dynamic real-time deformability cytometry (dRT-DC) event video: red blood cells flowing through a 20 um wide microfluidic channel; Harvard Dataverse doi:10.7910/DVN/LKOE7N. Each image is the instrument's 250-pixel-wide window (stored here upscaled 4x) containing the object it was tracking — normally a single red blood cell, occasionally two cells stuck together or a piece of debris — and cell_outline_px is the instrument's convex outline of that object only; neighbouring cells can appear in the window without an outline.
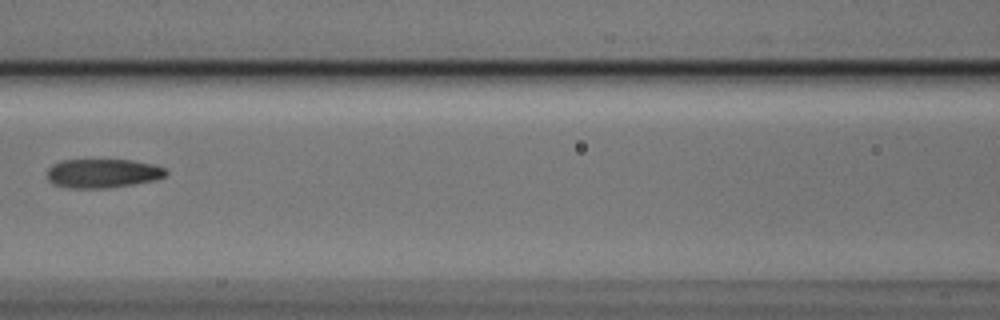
{"species": "Egyptian fruit bat (a non-hibernating species)", "species_latin": "Rousettus aegyptiacus", "temperature_condition": "cold", "stored_images_in_passage": 4, "camera_frame_rate_fps": 3000, "um_per_image_px": 0.085, "animal": {"sex": "male"}, "frame": {"image": 1, "passage_image": 3, "time_ms": 0.667, "image_size_px": [1000, 320], "cell_outline_px": [[168, 172], [164, 176], [156, 180], [132, 184], [104, 188], [68, 188], [52, 184], [48, 180], [48, 168], [52, 164], [60, 160], [132, 160], [152, 164], [164, 168]], "centroid_in_image_um": [8.7, 14.73], "position_along_channel_um": 157.9, "area_um2": 20.06}}
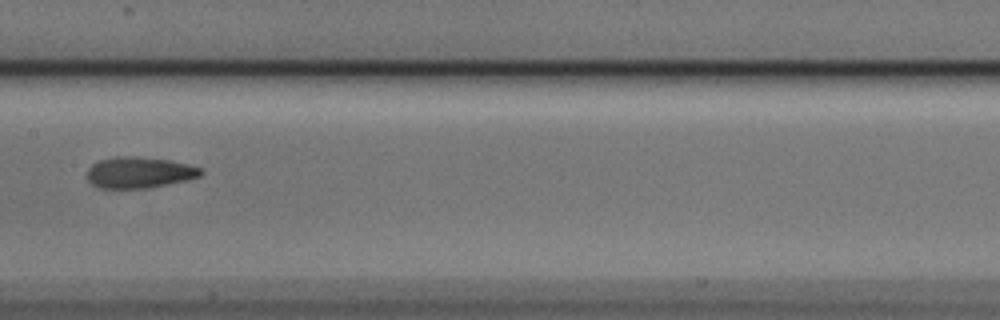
{"frame": {"image": 2, "passage_image": 4, "time_ms": 1.0, "image_size_px": [1000, 320], "cell_outline_px": [[204, 172], [200, 176], [188, 180], [152, 188], [96, 188], [88, 180], [88, 168], [92, 164], [100, 160], [116, 156], [136, 156], [168, 160], [188, 164], [200, 168]], "centroid_in_image_um": [11.84, 14.67], "position_along_channel_um": 195.6, "area_um2": 20.81}}